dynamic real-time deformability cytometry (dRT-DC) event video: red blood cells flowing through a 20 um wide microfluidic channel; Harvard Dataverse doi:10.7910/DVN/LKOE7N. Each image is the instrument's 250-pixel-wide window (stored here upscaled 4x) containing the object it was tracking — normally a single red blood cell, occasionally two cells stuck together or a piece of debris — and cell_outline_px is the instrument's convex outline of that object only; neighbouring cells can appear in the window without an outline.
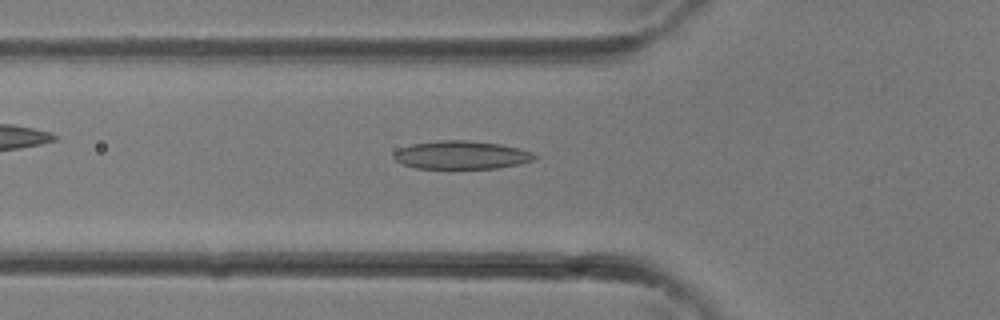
{"species": "common noctule bat (a hibernating species)", "species_latin": "Nyctalus noctula", "temperature_condition": "room temperature", "stored_images_in_passage": 27, "camera_frame_rate_fps": 3000, "um_per_image_px": 0.085, "animal": {"sex": "female"}, "frame": {"image": 1, "passage_image": 8, "time_ms": 2.333, "image_size_px": [1000, 320], "cell_outline_px": [[536, 160], [520, 164], [496, 168], [416, 168], [404, 164], [396, 160], [392, 156], [392, 152], [400, 148], [412, 144], [440, 140], [468, 140], [500, 144], [520, 148], [532, 152], [536, 156]], "centroid_in_image_um": [39.23, 13.17], "position_along_channel_um": 86.6, "area_um2": 23.18}}
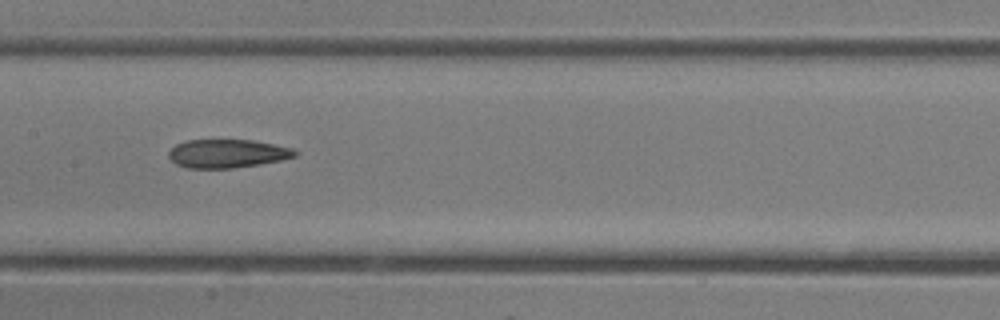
{"frame": {"image": 2, "passage_image": 13, "time_ms": 4.0, "image_size_px": [1000, 320], "cell_outline_px": [[300, 152], [296, 156], [280, 160], [260, 164], [232, 168], [188, 168], [176, 164], [168, 156], [168, 152], [176, 144], [188, 140], [252, 140], [292, 148]], "centroid_in_image_um": [19.32, 13.05], "position_along_channel_um": 188.1, "area_um2": 20.87}}
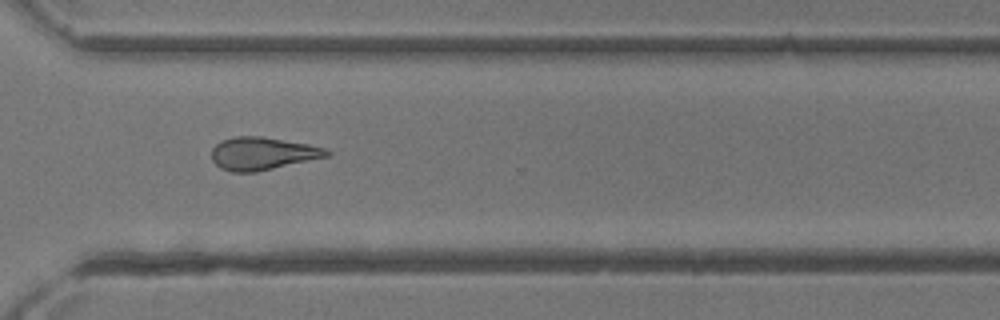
{"frame": {"image": 3, "passage_image": 21, "time_ms": 6.667, "image_size_px": [1000, 320], "cell_outline_px": [[332, 156], [256, 172], [232, 172], [220, 168], [212, 160], [212, 148], [220, 140], [236, 136], [264, 136], [308, 144], [324, 148], [332, 152]], "centroid_in_image_um": [22.34, 13.05], "position_along_channel_um": 348.3, "area_um2": 22.25}}